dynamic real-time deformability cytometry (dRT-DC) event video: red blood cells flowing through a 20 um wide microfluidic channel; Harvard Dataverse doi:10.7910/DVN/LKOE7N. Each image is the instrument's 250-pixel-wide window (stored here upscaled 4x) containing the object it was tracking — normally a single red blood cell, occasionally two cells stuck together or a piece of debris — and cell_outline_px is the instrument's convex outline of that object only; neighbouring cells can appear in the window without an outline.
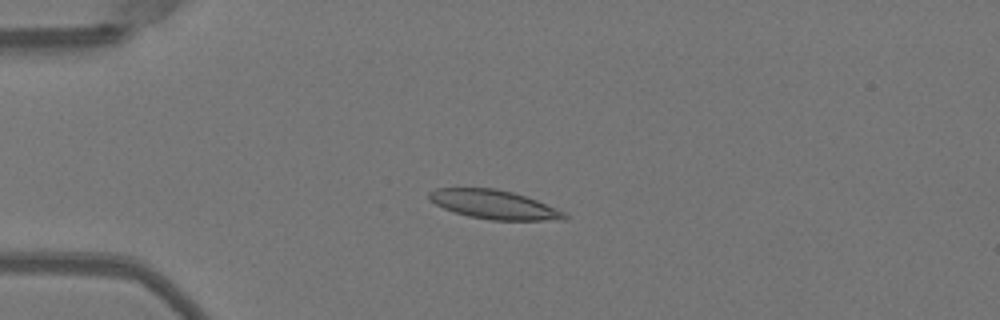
{"species": "Egyptian fruit bat (a non-hibernating species)", "species_latin": "Rousettus aegyptiacus", "temperature_condition": "warm", "stored_images_in_passage": 47, "camera_frame_rate_fps": 3000, "um_per_image_px": 0.085, "animal": {"sex": "female"}, "frame": {"image": 1, "passage_image": 9, "time_ms": 2.667, "image_size_px": [1000, 320], "cell_outline_px": [[568, 216], [564, 220], [492, 220], [468, 216], [444, 208], [428, 200], [428, 192], [436, 188], [496, 188], [512, 192], [536, 200], [556, 208], [564, 212]], "centroid_in_image_um": [41.97, 17.38], "position_along_channel_um": 43.0, "area_um2": 22.66}}
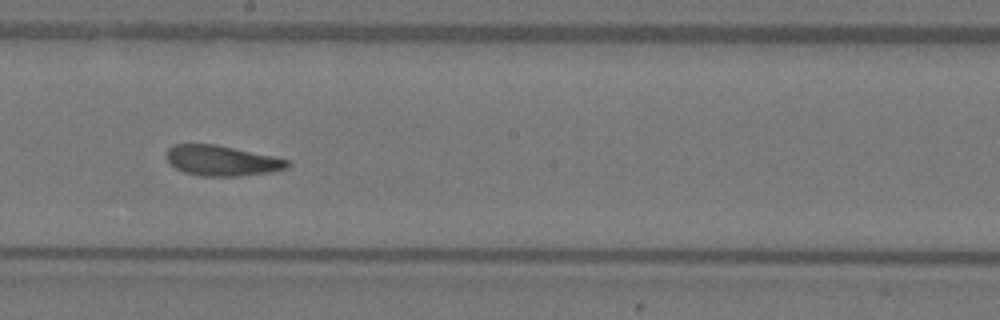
{"frame": {"image": 2, "passage_image": 25, "time_ms": 8.0, "image_size_px": [1000, 320], "cell_outline_px": [[292, 164], [288, 168], [268, 172], [240, 176], [204, 176], [184, 172], [176, 168], [168, 160], [168, 148], [176, 144], [216, 144], [292, 160]], "centroid_in_image_um": [18.93, 13.65], "position_along_channel_um": 229.3, "area_um2": 21.27}}
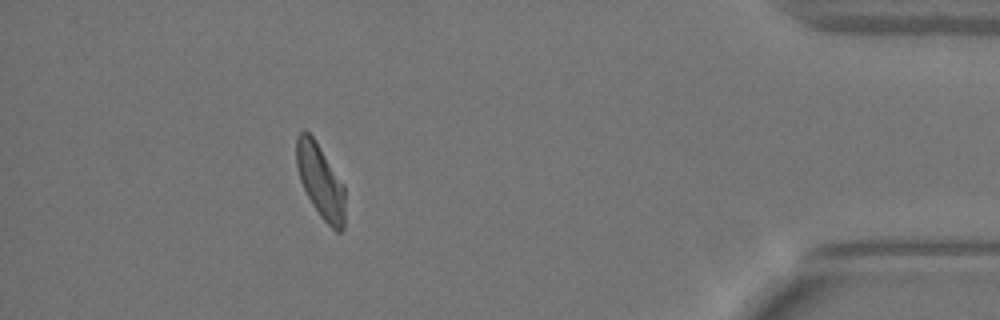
{"frame": {"image": 3, "passage_image": 42, "time_ms": 13.667, "image_size_px": [1000, 320], "cell_outline_px": [[344, 228], [340, 232], [336, 232], [320, 216], [312, 204], [300, 180], [296, 164], [296, 136], [304, 128], [312, 136], [344, 184]], "centroid_in_image_um": [27.23, 15.39], "position_along_channel_um": 408.0, "area_um2": 20.75}, "authors_computed_cell_mechanics": {"area_um2": 21.9062, "velocity_mm_per_s": 4.0136, "shape_relaxation_time_tau1_ms": 7.5462, "shape_relaxation_time_tau2_ms": 1.4771, "deformation_change_tau1": 0.2205, "deformation_change_tau2": 0.0931}}